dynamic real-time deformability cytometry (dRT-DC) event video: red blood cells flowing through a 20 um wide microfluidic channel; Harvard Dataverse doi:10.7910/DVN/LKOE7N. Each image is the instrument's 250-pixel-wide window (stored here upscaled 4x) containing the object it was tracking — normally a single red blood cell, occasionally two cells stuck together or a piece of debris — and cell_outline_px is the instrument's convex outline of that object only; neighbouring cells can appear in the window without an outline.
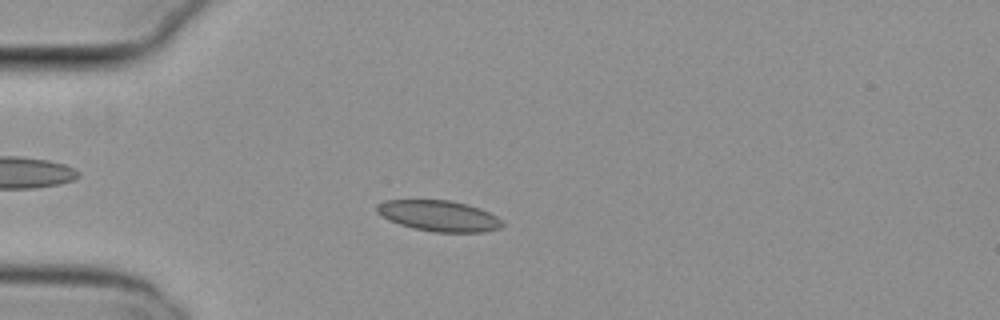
{"species": "common noctule bat (a hibernating species)", "species_latin": "Nyctalus noctula", "temperature_condition": "cold", "stored_images_in_passage": 49, "camera_frame_rate_fps": 3000, "um_per_image_px": 0.085, "animal": {"sex": "female", "body_mass_g": 29.2, "forearm_length_mm": 56.3}, "frame": {"image": 1, "passage_image": 15, "time_ms": 4.667, "image_size_px": [1000, 320], "cell_outline_px": [[504, 224], [500, 228], [484, 232], [436, 232], [412, 228], [388, 220], [376, 212], [376, 204], [384, 200], [452, 200], [468, 204], [480, 208], [496, 216]], "centroid_in_image_um": [37.28, 18.34], "position_along_channel_um": 47.7, "area_um2": 22.66}}
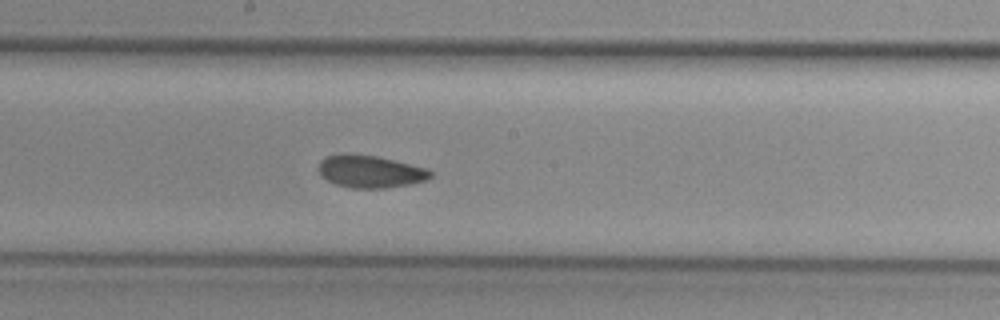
{"frame": {"image": 2, "passage_image": 30, "time_ms": 9.667, "image_size_px": [1000, 320], "cell_outline_px": [[432, 176], [428, 180], [412, 184], [384, 188], [352, 188], [336, 184], [320, 176], [316, 168], [320, 160], [328, 156], [376, 156], [428, 168], [432, 172]], "centroid_in_image_um": [31.51, 14.62], "position_along_channel_um": 216.7, "area_um2": 20.81}}
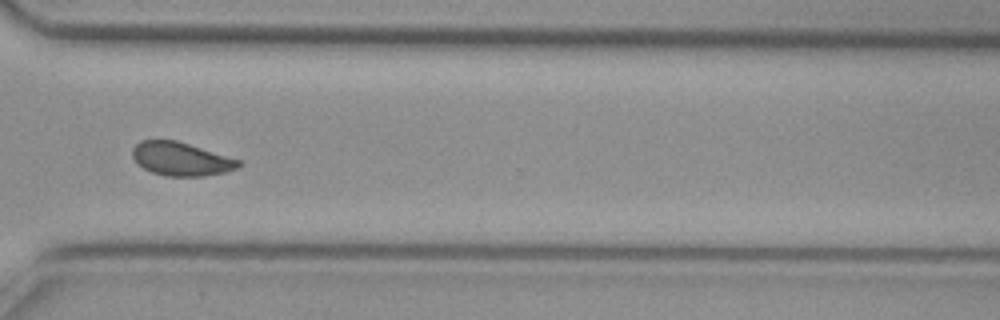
{"frame": {"image": 3, "passage_image": 41, "time_ms": 13.333, "image_size_px": [1000, 320], "cell_outline_px": [[240, 164], [236, 168], [224, 172], [204, 176], [164, 176], [152, 172], [136, 164], [132, 156], [132, 148], [140, 140], [176, 140], [240, 160]], "centroid_in_image_um": [15.33, 13.51], "position_along_channel_um": 355.3, "area_um2": 20.58}, "authors_computed_cell_mechanics": {"area_um2": 21.5594, "velocity_mm_per_s": 3.7727, "shape_relaxation_time_tau1_ms": null, "shape_relaxation_time_tau2_ms": 1.9909, "deformation_change_tau1": null, "deformation_change_tau2": 0.0683}}